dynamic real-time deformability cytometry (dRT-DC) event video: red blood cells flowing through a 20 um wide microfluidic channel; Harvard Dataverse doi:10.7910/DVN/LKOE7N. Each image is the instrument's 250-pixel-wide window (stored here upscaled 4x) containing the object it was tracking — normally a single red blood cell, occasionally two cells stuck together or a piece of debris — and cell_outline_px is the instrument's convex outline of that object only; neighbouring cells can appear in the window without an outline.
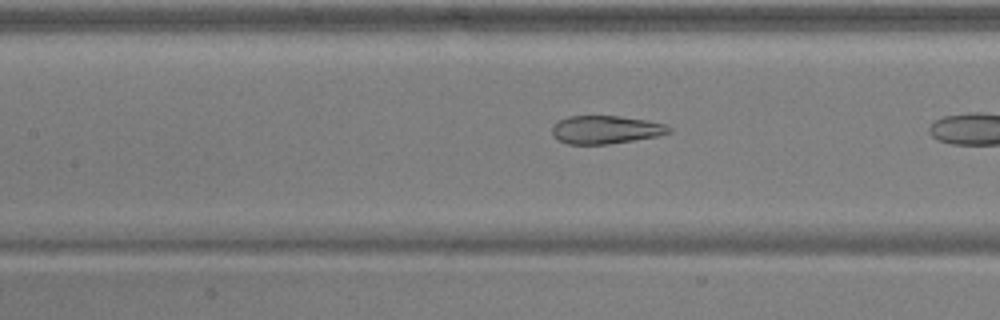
{"species": "common noctule bat (a hibernating species)", "species_latin": "Nyctalus noctula", "temperature_condition": "warm", "stored_images_in_passage": 20, "camera_frame_rate_fps": 3000, "um_per_image_px": 0.085, "animal": {"sex": "male", "body_mass_g": 17.9, "forearm_length_mm": 54.2}, "frame": {"image": 1, "passage_image": 15, "time_ms": 4.667, "image_size_px": [1000, 320], "cell_outline_px": [[672, 132], [656, 136], [608, 144], [568, 144], [560, 140], [552, 132], [552, 124], [568, 116], [620, 116], [648, 120], [664, 124], [672, 128]], "centroid_in_image_um": [51.5, 11.01], "position_along_channel_um": 155.9, "area_um2": 19.02}}